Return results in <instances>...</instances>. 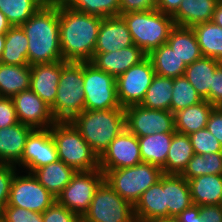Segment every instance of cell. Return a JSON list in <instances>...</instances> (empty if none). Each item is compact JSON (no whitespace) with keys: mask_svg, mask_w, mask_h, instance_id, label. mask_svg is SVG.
<instances>
[{"mask_svg":"<svg viewBox=\"0 0 222 222\" xmlns=\"http://www.w3.org/2000/svg\"><path fill=\"white\" fill-rule=\"evenodd\" d=\"M202 101L203 98L185 76L173 78V91L170 103V111L173 114Z\"/></svg>","mask_w":222,"mask_h":222,"instance_id":"74e56055","label":"cell"},{"mask_svg":"<svg viewBox=\"0 0 222 222\" xmlns=\"http://www.w3.org/2000/svg\"><path fill=\"white\" fill-rule=\"evenodd\" d=\"M188 181L181 175L165 174V206L168 218H176L192 205Z\"/></svg>","mask_w":222,"mask_h":222,"instance_id":"cb8c5ba5","label":"cell"},{"mask_svg":"<svg viewBox=\"0 0 222 222\" xmlns=\"http://www.w3.org/2000/svg\"><path fill=\"white\" fill-rule=\"evenodd\" d=\"M155 71L148 57L116 77L117 98L122 108L140 105Z\"/></svg>","mask_w":222,"mask_h":222,"instance_id":"7c38bea8","label":"cell"},{"mask_svg":"<svg viewBox=\"0 0 222 222\" xmlns=\"http://www.w3.org/2000/svg\"><path fill=\"white\" fill-rule=\"evenodd\" d=\"M213 23L222 27V0H219L212 16Z\"/></svg>","mask_w":222,"mask_h":222,"instance_id":"f907efd6","label":"cell"},{"mask_svg":"<svg viewBox=\"0 0 222 222\" xmlns=\"http://www.w3.org/2000/svg\"><path fill=\"white\" fill-rule=\"evenodd\" d=\"M54 201L56 198L37 181L32 173L18 170L14 174L6 206L43 213Z\"/></svg>","mask_w":222,"mask_h":222,"instance_id":"30bf717a","label":"cell"},{"mask_svg":"<svg viewBox=\"0 0 222 222\" xmlns=\"http://www.w3.org/2000/svg\"><path fill=\"white\" fill-rule=\"evenodd\" d=\"M177 222H222V205L192 204L177 217Z\"/></svg>","mask_w":222,"mask_h":222,"instance_id":"ab89813d","label":"cell"},{"mask_svg":"<svg viewBox=\"0 0 222 222\" xmlns=\"http://www.w3.org/2000/svg\"><path fill=\"white\" fill-rule=\"evenodd\" d=\"M131 45H134L132 36L120 15L102 19L94 53L114 52Z\"/></svg>","mask_w":222,"mask_h":222,"instance_id":"e0dca14e","label":"cell"},{"mask_svg":"<svg viewBox=\"0 0 222 222\" xmlns=\"http://www.w3.org/2000/svg\"><path fill=\"white\" fill-rule=\"evenodd\" d=\"M102 19L59 1V38L64 61L91 62Z\"/></svg>","mask_w":222,"mask_h":222,"instance_id":"6da1fadb","label":"cell"},{"mask_svg":"<svg viewBox=\"0 0 222 222\" xmlns=\"http://www.w3.org/2000/svg\"><path fill=\"white\" fill-rule=\"evenodd\" d=\"M142 163L138 137L126 128L109 144L108 149L99 158L101 170H114Z\"/></svg>","mask_w":222,"mask_h":222,"instance_id":"9a60e30c","label":"cell"},{"mask_svg":"<svg viewBox=\"0 0 222 222\" xmlns=\"http://www.w3.org/2000/svg\"><path fill=\"white\" fill-rule=\"evenodd\" d=\"M74 10L102 18L120 15L119 0H62Z\"/></svg>","mask_w":222,"mask_h":222,"instance_id":"f35d334b","label":"cell"},{"mask_svg":"<svg viewBox=\"0 0 222 222\" xmlns=\"http://www.w3.org/2000/svg\"><path fill=\"white\" fill-rule=\"evenodd\" d=\"M49 2H56V1H62V0H47Z\"/></svg>","mask_w":222,"mask_h":222,"instance_id":"11a10c76","label":"cell"},{"mask_svg":"<svg viewBox=\"0 0 222 222\" xmlns=\"http://www.w3.org/2000/svg\"><path fill=\"white\" fill-rule=\"evenodd\" d=\"M34 129L20 122L0 129V163L15 165L22 157L29 134Z\"/></svg>","mask_w":222,"mask_h":222,"instance_id":"44dd1931","label":"cell"},{"mask_svg":"<svg viewBox=\"0 0 222 222\" xmlns=\"http://www.w3.org/2000/svg\"><path fill=\"white\" fill-rule=\"evenodd\" d=\"M20 27L28 38L30 66L63 61L59 38V1H48Z\"/></svg>","mask_w":222,"mask_h":222,"instance_id":"7a4b0ae2","label":"cell"},{"mask_svg":"<svg viewBox=\"0 0 222 222\" xmlns=\"http://www.w3.org/2000/svg\"><path fill=\"white\" fill-rule=\"evenodd\" d=\"M30 65L0 63V96L13 98L19 92L30 89Z\"/></svg>","mask_w":222,"mask_h":222,"instance_id":"f1b7e54d","label":"cell"},{"mask_svg":"<svg viewBox=\"0 0 222 222\" xmlns=\"http://www.w3.org/2000/svg\"><path fill=\"white\" fill-rule=\"evenodd\" d=\"M195 154L222 152V145L207 128L188 135Z\"/></svg>","mask_w":222,"mask_h":222,"instance_id":"60d3db41","label":"cell"},{"mask_svg":"<svg viewBox=\"0 0 222 222\" xmlns=\"http://www.w3.org/2000/svg\"><path fill=\"white\" fill-rule=\"evenodd\" d=\"M104 180L123 199L133 206L150 186L155 184L163 175L159 166L142 162L132 167L101 170Z\"/></svg>","mask_w":222,"mask_h":222,"instance_id":"52a82bcc","label":"cell"},{"mask_svg":"<svg viewBox=\"0 0 222 222\" xmlns=\"http://www.w3.org/2000/svg\"><path fill=\"white\" fill-rule=\"evenodd\" d=\"M203 57L222 62V27L212 21L192 27Z\"/></svg>","mask_w":222,"mask_h":222,"instance_id":"836d02e7","label":"cell"},{"mask_svg":"<svg viewBox=\"0 0 222 222\" xmlns=\"http://www.w3.org/2000/svg\"><path fill=\"white\" fill-rule=\"evenodd\" d=\"M219 0H182L178 11L172 16L174 24L193 27L210 22Z\"/></svg>","mask_w":222,"mask_h":222,"instance_id":"7402d4cb","label":"cell"},{"mask_svg":"<svg viewBox=\"0 0 222 222\" xmlns=\"http://www.w3.org/2000/svg\"><path fill=\"white\" fill-rule=\"evenodd\" d=\"M136 222L168 218V207L165 206V174L150 186L134 205Z\"/></svg>","mask_w":222,"mask_h":222,"instance_id":"ffe728a7","label":"cell"},{"mask_svg":"<svg viewBox=\"0 0 222 222\" xmlns=\"http://www.w3.org/2000/svg\"><path fill=\"white\" fill-rule=\"evenodd\" d=\"M17 171L15 165L0 163V212L8 203L11 182Z\"/></svg>","mask_w":222,"mask_h":222,"instance_id":"ee69618b","label":"cell"},{"mask_svg":"<svg viewBox=\"0 0 222 222\" xmlns=\"http://www.w3.org/2000/svg\"><path fill=\"white\" fill-rule=\"evenodd\" d=\"M214 108V105L203 100L198 104L179 110L174 114L176 132L189 135L206 128L209 116Z\"/></svg>","mask_w":222,"mask_h":222,"instance_id":"83f0119b","label":"cell"},{"mask_svg":"<svg viewBox=\"0 0 222 222\" xmlns=\"http://www.w3.org/2000/svg\"><path fill=\"white\" fill-rule=\"evenodd\" d=\"M58 160L57 148L50 128L34 129L28 136L18 170L32 173L35 169Z\"/></svg>","mask_w":222,"mask_h":222,"instance_id":"5bb4252c","label":"cell"},{"mask_svg":"<svg viewBox=\"0 0 222 222\" xmlns=\"http://www.w3.org/2000/svg\"><path fill=\"white\" fill-rule=\"evenodd\" d=\"M186 65L203 57L196 35L191 27L175 25L166 42Z\"/></svg>","mask_w":222,"mask_h":222,"instance_id":"4316f807","label":"cell"},{"mask_svg":"<svg viewBox=\"0 0 222 222\" xmlns=\"http://www.w3.org/2000/svg\"><path fill=\"white\" fill-rule=\"evenodd\" d=\"M222 175V152L194 154L180 174L187 181L202 175Z\"/></svg>","mask_w":222,"mask_h":222,"instance_id":"8d00e7d4","label":"cell"},{"mask_svg":"<svg viewBox=\"0 0 222 222\" xmlns=\"http://www.w3.org/2000/svg\"><path fill=\"white\" fill-rule=\"evenodd\" d=\"M71 122L98 158L108 149L111 141L126 128L124 108L84 110Z\"/></svg>","mask_w":222,"mask_h":222,"instance_id":"3957f363","label":"cell"},{"mask_svg":"<svg viewBox=\"0 0 222 222\" xmlns=\"http://www.w3.org/2000/svg\"><path fill=\"white\" fill-rule=\"evenodd\" d=\"M12 99L20 123L33 129H47L56 122L50 106L31 89L19 92Z\"/></svg>","mask_w":222,"mask_h":222,"instance_id":"2e32d148","label":"cell"},{"mask_svg":"<svg viewBox=\"0 0 222 222\" xmlns=\"http://www.w3.org/2000/svg\"><path fill=\"white\" fill-rule=\"evenodd\" d=\"M222 62L209 57H202L187 65L184 76L194 86L197 93L210 103V86L213 74Z\"/></svg>","mask_w":222,"mask_h":222,"instance_id":"484cf974","label":"cell"},{"mask_svg":"<svg viewBox=\"0 0 222 222\" xmlns=\"http://www.w3.org/2000/svg\"><path fill=\"white\" fill-rule=\"evenodd\" d=\"M182 0H157L156 9L164 14L173 16L179 8Z\"/></svg>","mask_w":222,"mask_h":222,"instance_id":"681fc988","label":"cell"},{"mask_svg":"<svg viewBox=\"0 0 222 222\" xmlns=\"http://www.w3.org/2000/svg\"><path fill=\"white\" fill-rule=\"evenodd\" d=\"M194 154L189 136L175 131L165 165L161 168L163 174L180 175Z\"/></svg>","mask_w":222,"mask_h":222,"instance_id":"f546056e","label":"cell"},{"mask_svg":"<svg viewBox=\"0 0 222 222\" xmlns=\"http://www.w3.org/2000/svg\"><path fill=\"white\" fill-rule=\"evenodd\" d=\"M81 222H136L134 206L104 180L97 188Z\"/></svg>","mask_w":222,"mask_h":222,"instance_id":"ba28073f","label":"cell"},{"mask_svg":"<svg viewBox=\"0 0 222 222\" xmlns=\"http://www.w3.org/2000/svg\"><path fill=\"white\" fill-rule=\"evenodd\" d=\"M84 62L64 61L54 103L50 106L56 121H71L84 111Z\"/></svg>","mask_w":222,"mask_h":222,"instance_id":"5b68a950","label":"cell"},{"mask_svg":"<svg viewBox=\"0 0 222 222\" xmlns=\"http://www.w3.org/2000/svg\"><path fill=\"white\" fill-rule=\"evenodd\" d=\"M103 181L104 173L100 168L91 171H77L72 176L70 183L57 196L56 201L82 217Z\"/></svg>","mask_w":222,"mask_h":222,"instance_id":"8fae6325","label":"cell"},{"mask_svg":"<svg viewBox=\"0 0 222 222\" xmlns=\"http://www.w3.org/2000/svg\"><path fill=\"white\" fill-rule=\"evenodd\" d=\"M120 14L156 9L157 0H119Z\"/></svg>","mask_w":222,"mask_h":222,"instance_id":"bcb514c9","label":"cell"},{"mask_svg":"<svg viewBox=\"0 0 222 222\" xmlns=\"http://www.w3.org/2000/svg\"><path fill=\"white\" fill-rule=\"evenodd\" d=\"M12 98L0 97V129L18 123Z\"/></svg>","mask_w":222,"mask_h":222,"instance_id":"f6af8a7d","label":"cell"},{"mask_svg":"<svg viewBox=\"0 0 222 222\" xmlns=\"http://www.w3.org/2000/svg\"><path fill=\"white\" fill-rule=\"evenodd\" d=\"M210 103L215 107L222 105V64L213 74V81L210 86Z\"/></svg>","mask_w":222,"mask_h":222,"instance_id":"7dc6e473","label":"cell"},{"mask_svg":"<svg viewBox=\"0 0 222 222\" xmlns=\"http://www.w3.org/2000/svg\"><path fill=\"white\" fill-rule=\"evenodd\" d=\"M43 222H81V217L75 212L69 211L64 205L54 201L53 204L42 213Z\"/></svg>","mask_w":222,"mask_h":222,"instance_id":"7bdbcfd3","label":"cell"},{"mask_svg":"<svg viewBox=\"0 0 222 222\" xmlns=\"http://www.w3.org/2000/svg\"><path fill=\"white\" fill-rule=\"evenodd\" d=\"M132 36L134 45L147 55L165 44L175 26L172 16L157 9L120 14Z\"/></svg>","mask_w":222,"mask_h":222,"instance_id":"277c9868","label":"cell"},{"mask_svg":"<svg viewBox=\"0 0 222 222\" xmlns=\"http://www.w3.org/2000/svg\"><path fill=\"white\" fill-rule=\"evenodd\" d=\"M50 131L56 144L59 160L76 172L99 168V158L71 121H56L50 127Z\"/></svg>","mask_w":222,"mask_h":222,"instance_id":"8992f818","label":"cell"},{"mask_svg":"<svg viewBox=\"0 0 222 222\" xmlns=\"http://www.w3.org/2000/svg\"><path fill=\"white\" fill-rule=\"evenodd\" d=\"M0 222H6V221L0 216Z\"/></svg>","mask_w":222,"mask_h":222,"instance_id":"9f6ffc18","label":"cell"},{"mask_svg":"<svg viewBox=\"0 0 222 222\" xmlns=\"http://www.w3.org/2000/svg\"><path fill=\"white\" fill-rule=\"evenodd\" d=\"M63 61L31 66L30 89L51 106L57 95Z\"/></svg>","mask_w":222,"mask_h":222,"instance_id":"d6986e66","label":"cell"},{"mask_svg":"<svg viewBox=\"0 0 222 222\" xmlns=\"http://www.w3.org/2000/svg\"><path fill=\"white\" fill-rule=\"evenodd\" d=\"M172 91L173 78L155 75L140 105L148 109L170 111Z\"/></svg>","mask_w":222,"mask_h":222,"instance_id":"e575fe53","label":"cell"},{"mask_svg":"<svg viewBox=\"0 0 222 222\" xmlns=\"http://www.w3.org/2000/svg\"><path fill=\"white\" fill-rule=\"evenodd\" d=\"M84 110L122 108L117 98L116 78L91 62H84Z\"/></svg>","mask_w":222,"mask_h":222,"instance_id":"9c48e42d","label":"cell"},{"mask_svg":"<svg viewBox=\"0 0 222 222\" xmlns=\"http://www.w3.org/2000/svg\"><path fill=\"white\" fill-rule=\"evenodd\" d=\"M0 63L29 65L28 38L20 26H12L5 33V44Z\"/></svg>","mask_w":222,"mask_h":222,"instance_id":"d6a6232c","label":"cell"},{"mask_svg":"<svg viewBox=\"0 0 222 222\" xmlns=\"http://www.w3.org/2000/svg\"><path fill=\"white\" fill-rule=\"evenodd\" d=\"M11 27L6 16L0 11V34L6 33Z\"/></svg>","mask_w":222,"mask_h":222,"instance_id":"816d5d0a","label":"cell"},{"mask_svg":"<svg viewBox=\"0 0 222 222\" xmlns=\"http://www.w3.org/2000/svg\"><path fill=\"white\" fill-rule=\"evenodd\" d=\"M192 203L198 206L222 204V175H202L188 180Z\"/></svg>","mask_w":222,"mask_h":222,"instance_id":"603a6c76","label":"cell"},{"mask_svg":"<svg viewBox=\"0 0 222 222\" xmlns=\"http://www.w3.org/2000/svg\"><path fill=\"white\" fill-rule=\"evenodd\" d=\"M124 112L126 129L137 137L176 131L175 116L171 111L132 105L126 107Z\"/></svg>","mask_w":222,"mask_h":222,"instance_id":"4fadbf2b","label":"cell"},{"mask_svg":"<svg viewBox=\"0 0 222 222\" xmlns=\"http://www.w3.org/2000/svg\"><path fill=\"white\" fill-rule=\"evenodd\" d=\"M206 128L222 145V109L215 107L211 112Z\"/></svg>","mask_w":222,"mask_h":222,"instance_id":"c3c4849f","label":"cell"},{"mask_svg":"<svg viewBox=\"0 0 222 222\" xmlns=\"http://www.w3.org/2000/svg\"><path fill=\"white\" fill-rule=\"evenodd\" d=\"M147 57L156 75L168 78L184 76L187 65L167 43L151 51Z\"/></svg>","mask_w":222,"mask_h":222,"instance_id":"1f68e13d","label":"cell"},{"mask_svg":"<svg viewBox=\"0 0 222 222\" xmlns=\"http://www.w3.org/2000/svg\"><path fill=\"white\" fill-rule=\"evenodd\" d=\"M141 222H177L176 218H160V219H151Z\"/></svg>","mask_w":222,"mask_h":222,"instance_id":"f5cc1de1","label":"cell"},{"mask_svg":"<svg viewBox=\"0 0 222 222\" xmlns=\"http://www.w3.org/2000/svg\"><path fill=\"white\" fill-rule=\"evenodd\" d=\"M174 133H155L138 137L142 162L162 168L171 145Z\"/></svg>","mask_w":222,"mask_h":222,"instance_id":"4dcf8cb0","label":"cell"},{"mask_svg":"<svg viewBox=\"0 0 222 222\" xmlns=\"http://www.w3.org/2000/svg\"><path fill=\"white\" fill-rule=\"evenodd\" d=\"M146 57L147 54L141 48L131 45L114 52L94 53L91 63L116 78Z\"/></svg>","mask_w":222,"mask_h":222,"instance_id":"ac0fdd59","label":"cell"},{"mask_svg":"<svg viewBox=\"0 0 222 222\" xmlns=\"http://www.w3.org/2000/svg\"><path fill=\"white\" fill-rule=\"evenodd\" d=\"M4 44H5V33L0 34V59H1L2 54H3Z\"/></svg>","mask_w":222,"mask_h":222,"instance_id":"db71d44e","label":"cell"},{"mask_svg":"<svg viewBox=\"0 0 222 222\" xmlns=\"http://www.w3.org/2000/svg\"><path fill=\"white\" fill-rule=\"evenodd\" d=\"M47 2V0H0V11L12 26H20Z\"/></svg>","mask_w":222,"mask_h":222,"instance_id":"d590c367","label":"cell"},{"mask_svg":"<svg viewBox=\"0 0 222 222\" xmlns=\"http://www.w3.org/2000/svg\"><path fill=\"white\" fill-rule=\"evenodd\" d=\"M0 216L6 222H43L42 213L16 206H5L0 212Z\"/></svg>","mask_w":222,"mask_h":222,"instance_id":"b9f144b4","label":"cell"},{"mask_svg":"<svg viewBox=\"0 0 222 222\" xmlns=\"http://www.w3.org/2000/svg\"><path fill=\"white\" fill-rule=\"evenodd\" d=\"M76 171L57 160L51 164L35 169L32 174L55 198L70 183Z\"/></svg>","mask_w":222,"mask_h":222,"instance_id":"d4e9b609","label":"cell"}]
</instances>
